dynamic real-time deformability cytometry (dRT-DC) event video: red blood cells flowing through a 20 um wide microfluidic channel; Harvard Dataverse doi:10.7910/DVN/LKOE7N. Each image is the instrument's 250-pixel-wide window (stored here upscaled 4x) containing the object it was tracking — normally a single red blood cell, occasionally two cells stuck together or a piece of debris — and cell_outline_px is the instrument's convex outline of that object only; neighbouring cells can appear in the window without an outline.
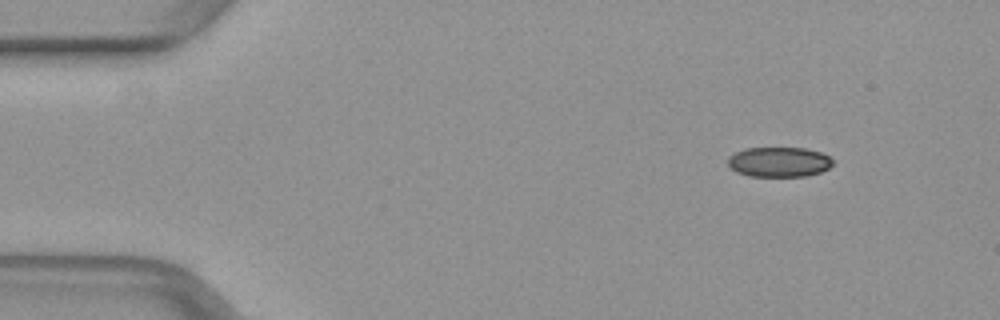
{"species": "common noctule bat (a hibernating species)", "species_latin": "Nyctalus noctula", "temperature_condition": "warm", "stored_images_in_passage": 9, "camera_frame_rate_fps": 3000, "um_per_image_px": 0.085, "animal": {"sex": "female", "body_mass_g": 29.2, "forearm_length_mm": 56.3}, "frame": {"image": 1, "passage_image": 1, "time_ms": 0.0, "image_size_px": [1000, 320], "cell_outline_px": [[832, 164], [828, 168], [820, 172], [804, 176], [748, 176], [736, 172], [728, 168], [728, 156], [744, 148], [804, 148], [820, 152], [828, 156], [832, 160]], "centroid_in_image_um": [66.16, 13.77], "position_along_channel_um": 18.8, "area_um2": 18.32}}